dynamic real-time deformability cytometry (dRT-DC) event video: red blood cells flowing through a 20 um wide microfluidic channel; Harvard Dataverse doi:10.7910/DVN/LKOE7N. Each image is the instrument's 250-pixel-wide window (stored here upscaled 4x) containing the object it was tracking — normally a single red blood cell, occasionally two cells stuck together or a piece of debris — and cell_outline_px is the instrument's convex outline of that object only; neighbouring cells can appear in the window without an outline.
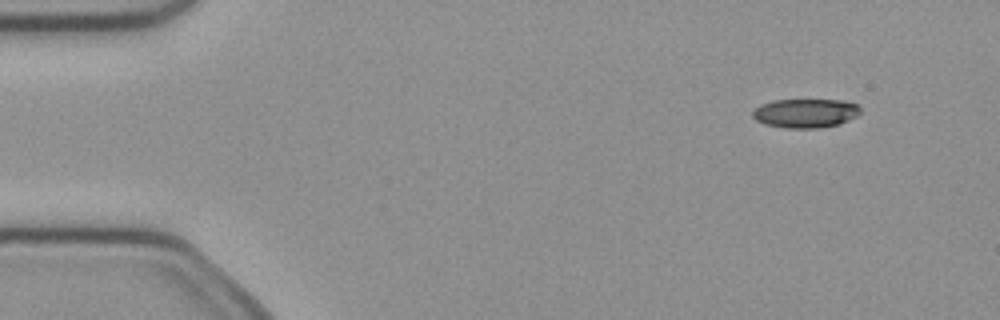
{"species": "common noctule bat (a hibernating species)", "species_latin": "Nyctalus noctula", "temperature_condition": "cold", "stored_images_in_passage": 4, "camera_frame_rate_fps": 3000, "um_per_image_px": 0.085, "animal": {"sex": "female", "body_mass_g": 21.9}, "frame": {"image": 1, "passage_image": 2, "time_ms": 0.333, "image_size_px": [1000, 320], "cell_outline_px": [[860, 112], [856, 116], [840, 124], [820, 128], [788, 128], [764, 124], [756, 120], [752, 116], [752, 112], [760, 104], [772, 100], [840, 100], [856, 104], [860, 108]], "centroid_in_image_um": [68.44, 9.62], "position_along_channel_um": 16.6, "area_um2": 18.21}}
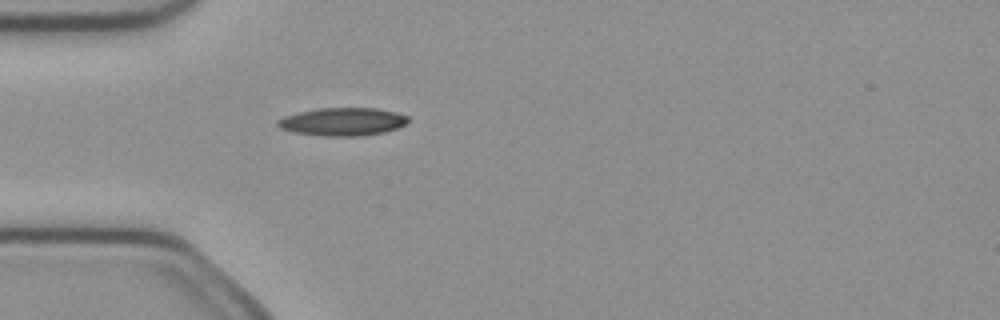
{"frame": {"image": 2, "passage_image": 4, "time_ms": 1.0, "image_size_px": [1000, 320], "cell_outline_px": [[408, 124], [384, 132], [364, 136], [324, 136], [292, 132], [280, 128], [276, 124], [276, 120], [284, 116], [296, 112], [320, 108], [376, 108], [396, 112], [408, 116]], "centroid_in_image_um": [29.11, 10.34], "position_along_channel_um": 55.9, "area_um2": 21.5}}